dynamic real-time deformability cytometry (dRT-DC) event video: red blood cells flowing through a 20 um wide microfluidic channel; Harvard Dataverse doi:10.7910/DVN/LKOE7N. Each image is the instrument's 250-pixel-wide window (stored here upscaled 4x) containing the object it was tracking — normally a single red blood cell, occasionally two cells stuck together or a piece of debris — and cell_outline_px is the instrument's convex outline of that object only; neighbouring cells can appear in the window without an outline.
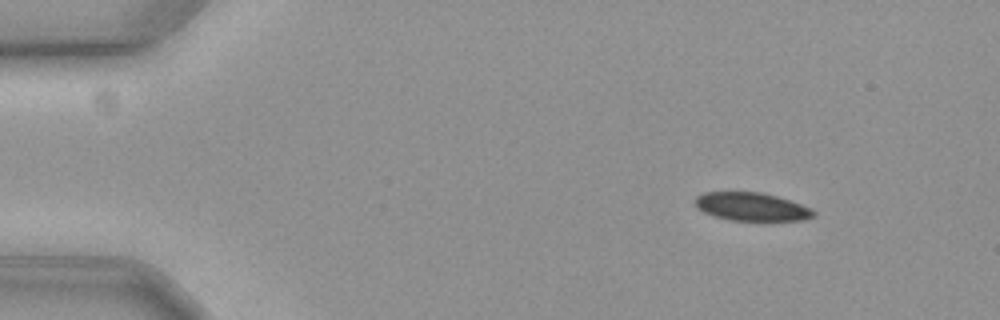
{"species": "common noctule bat (a hibernating species)", "species_latin": "Nyctalus noctula", "temperature_condition": "cold", "stored_images_in_passage": 52, "camera_frame_rate_fps": 3000, "um_per_image_px": 0.085, "animal": {"sex": "female", "body_mass_g": 19.3, "forearm_length_mm": 54.1}, "frame": {"image": 1, "passage_image": 1, "time_ms": 0.0, "image_size_px": [1000, 320], "cell_outline_px": [[816, 216], [800, 220], [732, 220], [716, 216], [704, 212], [692, 200], [696, 196], [704, 192], [760, 192], [776, 196], [800, 204], [816, 212]], "centroid_in_image_um": [63.86, 17.56], "position_along_channel_um": 21.1, "area_um2": 19.13}}
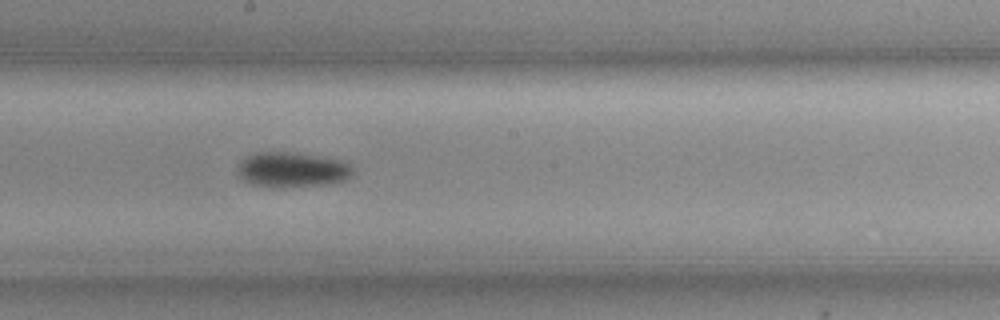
{"frame": {"image": 2, "passage_image": 26, "time_ms": 8.333, "image_size_px": [1000, 320], "cell_outline_px": [[352, 172], [344, 180], [328, 184], [280, 188], [272, 188], [252, 184], [244, 180], [236, 172], [236, 164], [240, 160], [256, 152], [288, 152], [344, 160], [352, 168]], "centroid_in_image_um": [24.75, 14.43], "position_along_channel_um": 223.4, "area_um2": 23.7}}
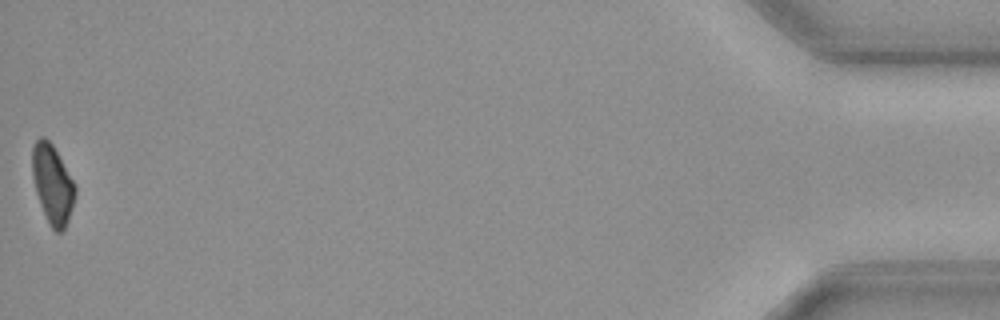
{"frame": {"image": 3, "passage_image": 52, "time_ms": 17.0, "image_size_px": [1000, 320], "cell_outline_px": [[76, 192], [68, 220], [64, 232], [56, 232], [48, 224], [40, 204], [36, 192], [32, 176], [32, 144], [40, 136], [44, 136], [52, 144], [72, 180], [76, 188]], "centroid_in_image_um": [4.44, 15.67], "position_along_channel_um": 430.8, "area_um2": 19.59}, "authors_computed_cell_mechanics": {"area_um2": 21.5594, "velocity_mm_per_s": 3.5708, "shape_relaxation_time_tau1_ms": 3.1854, "shape_relaxation_time_tau2_ms": null, "deformation_change_tau1": 0.085, "deformation_change_tau2": null}}